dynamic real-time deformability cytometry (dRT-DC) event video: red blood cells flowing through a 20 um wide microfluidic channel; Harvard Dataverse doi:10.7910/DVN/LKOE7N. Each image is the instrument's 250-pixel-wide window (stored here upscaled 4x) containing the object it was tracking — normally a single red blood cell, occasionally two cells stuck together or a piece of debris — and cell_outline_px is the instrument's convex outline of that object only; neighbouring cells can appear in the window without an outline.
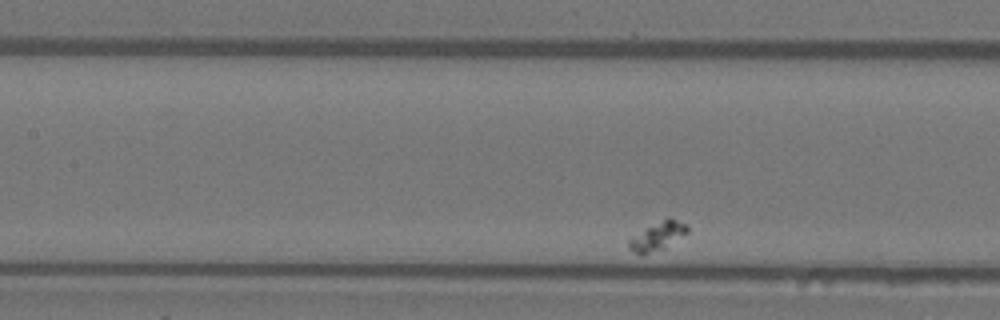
{"species": "Egyptian fruit bat (a non-hibernating species)", "species_latin": "Rousettus aegyptiacus", "temperature_condition": "warm", "stored_images_in_passage": 32, "camera_frame_rate_fps": 3000, "um_per_image_px": 0.085, "animal": {"sex": "female"}, "frame": {"image": 1, "passage_image": 10, "time_ms": 3.0, "image_size_px": [1000, 320], "cell_outline_px": [[688, 232], [664, 248], [644, 256], [640, 256], [632, 252], [628, 248], [628, 240], [632, 236], [644, 228], [668, 216], [688, 224]], "centroid_in_image_um": [55.86, 20.08], "position_along_channel_um": 151.5, "area_um2": 10.06}}